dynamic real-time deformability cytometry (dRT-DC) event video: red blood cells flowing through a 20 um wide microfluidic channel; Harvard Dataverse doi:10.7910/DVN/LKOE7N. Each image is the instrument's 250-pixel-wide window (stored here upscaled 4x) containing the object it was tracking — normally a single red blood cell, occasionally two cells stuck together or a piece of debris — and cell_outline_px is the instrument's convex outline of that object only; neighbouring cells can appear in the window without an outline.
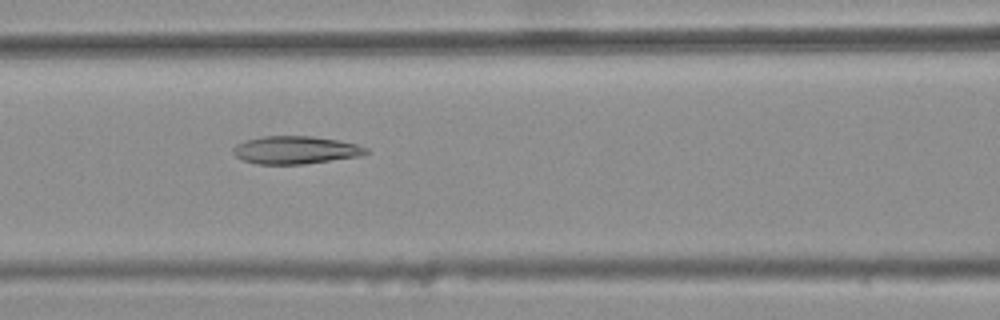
{"species": "common noctule bat (a hibernating species)", "species_latin": "Nyctalus noctula", "temperature_condition": "warm", "stored_images_in_passage": 32, "camera_frame_rate_fps": 3000, "um_per_image_px": 0.085, "animal": {"sex": "female", "body_mass_g": 25.1}, "frame": {"image": 1, "passage_image": 7, "time_ms": 2.0, "image_size_px": [1000, 320], "cell_outline_px": [[368, 152], [356, 156], [304, 164], [256, 164], [244, 160], [236, 156], [232, 152], [232, 148], [236, 144], [244, 140], [264, 136], [312, 136], [340, 140], [356, 144], [368, 148]], "centroid_in_image_um": [25.07, 12.74], "position_along_channel_um": 141.5, "area_um2": 21.44}}
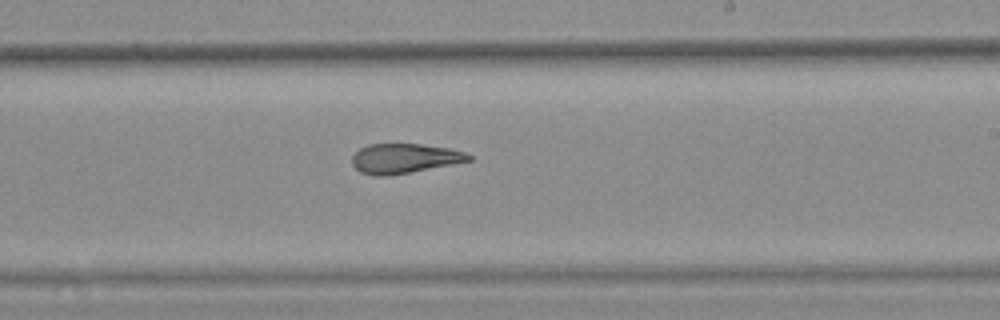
{"frame": {"image": 2, "passage_image": 16, "time_ms": 5.0, "image_size_px": [1000, 320], "cell_outline_px": [[472, 160], [452, 164], [388, 176], [376, 176], [360, 172], [352, 164], [352, 156], [360, 148], [368, 144], [420, 144], [448, 148], [464, 152], [472, 156]], "centroid_in_image_um": [34.34, 13.46], "position_along_channel_um": 254.7, "area_um2": 20.0}}
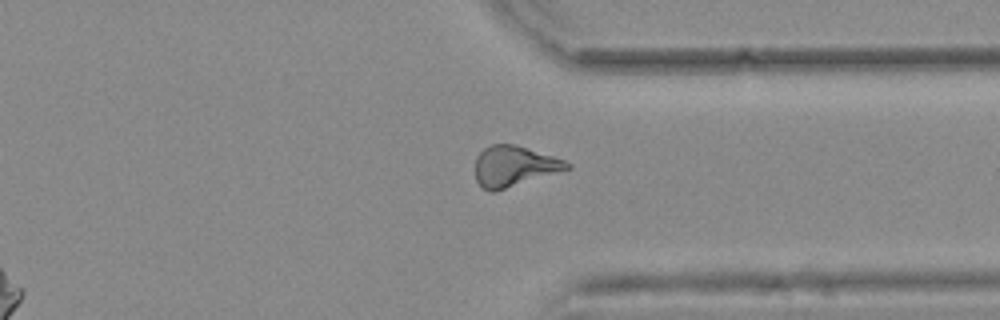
{"frame": {"image": 3, "passage_image": 25, "time_ms": 8.0, "image_size_px": [1000, 320], "cell_outline_px": [[572, 168], [496, 192], [488, 192], [476, 180], [476, 156], [484, 148], [492, 144], [516, 144], [564, 160], [572, 164]], "centroid_in_image_um": [43.71, 14.14], "position_along_channel_um": 367.7, "area_um2": 21.79}, "authors_computed_cell_mechanics": {"area_um2": 21.2993, "velocity_mm_per_s": 3.7809, "shape_relaxation_time_tau1_ms": null, "shape_relaxation_time_tau2_ms": 3.8965, "deformation_change_tau1": null, "deformation_change_tau2": 0.1264}}